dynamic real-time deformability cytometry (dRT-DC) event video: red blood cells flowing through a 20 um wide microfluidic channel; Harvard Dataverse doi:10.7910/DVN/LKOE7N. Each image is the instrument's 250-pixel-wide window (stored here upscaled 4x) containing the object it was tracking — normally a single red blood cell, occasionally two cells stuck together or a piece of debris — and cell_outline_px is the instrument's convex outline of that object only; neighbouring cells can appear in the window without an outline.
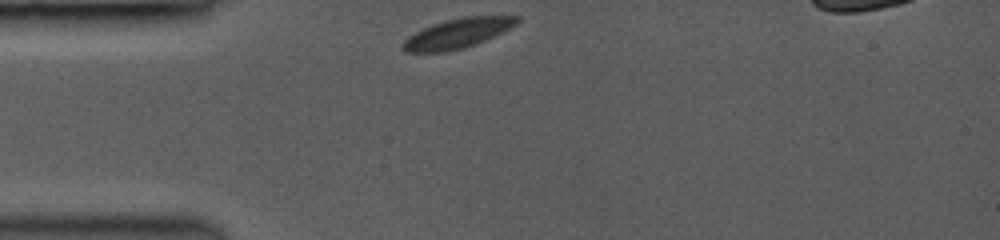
{"species": "common noctule bat (a hibernating species)", "species_latin": "Nyctalus noctula", "temperature_condition": "room temperature", "stored_images_in_passage": 36, "camera_frame_rate_fps": 3500, "um_per_image_px": 0.085, "animal": {"sex": "female", "body_mass_g": 19.0, "forearm_length_mm": 53.3}, "frame": {"image": 1, "passage_image": 1, "time_ms": 0.0, "image_size_px": [1000, 240], "cell_outline_px": [[520, 20], [516, 24], [476, 44], [464, 48], [444, 52], [408, 52], [404, 48], [404, 40], [408, 36], [432, 24], [444, 20], [464, 16], [520, 16]], "centroid_in_image_um": [38.89, 2.82], "position_along_channel_um": 46.1, "area_um2": 19.36}}
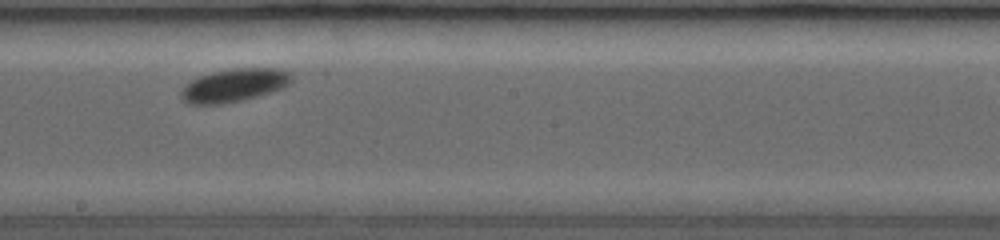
{"frame": {"image": 2, "passage_image": 19, "time_ms": 5.143, "image_size_px": [1000, 240], "cell_outline_px": [[292, 80], [288, 84], [280, 88], [268, 92], [236, 100], [212, 104], [192, 104], [184, 100], [180, 92], [192, 80], [200, 76], [212, 72], [232, 68], [280, 68], [288, 72], [292, 76]], "centroid_in_image_um": [19.91, 7.21], "position_along_channel_um": 228.3, "area_um2": 20.46}}
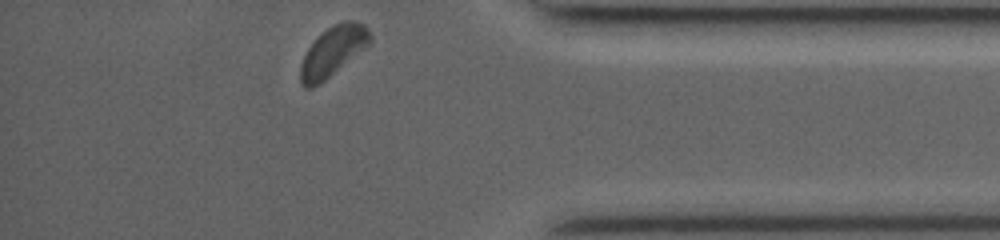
{"frame": {"image": 3, "passage_image": 36, "time_ms": 10.0, "image_size_px": [1000, 240], "cell_outline_px": [[372, 40], [368, 44], [320, 84], [312, 88], [304, 88], [300, 80], [300, 64], [308, 48], [328, 28], [336, 24], [348, 20], [364, 24], [372, 36]], "centroid_in_image_um": [28.27, 4.39], "position_along_channel_um": 406.9, "area_um2": 19.48}, "authors_computed_cell_mechanics": {"area_um2": 19.7965, "velocity_mm_per_s": 3.8995, "shape_relaxation_time_tau1_ms": 1.4847, "shape_relaxation_time_tau2_ms": null, "deformation_change_tau1": 0.0688, "deformation_change_tau2": null}}